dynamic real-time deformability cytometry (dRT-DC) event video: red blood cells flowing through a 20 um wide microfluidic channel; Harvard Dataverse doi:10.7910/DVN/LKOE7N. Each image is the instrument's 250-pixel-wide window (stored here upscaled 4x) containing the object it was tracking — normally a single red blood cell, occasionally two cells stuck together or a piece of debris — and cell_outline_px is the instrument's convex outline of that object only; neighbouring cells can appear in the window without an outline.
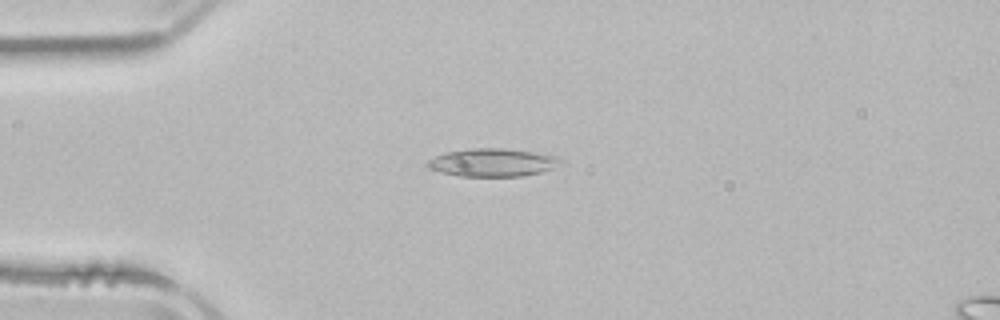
{"species": "common noctule bat (a hibernating species)", "species_latin": "Nyctalus noctula", "temperature_condition": "room temperature", "stored_images_in_passage": 5, "camera_frame_rate_fps": 3000, "um_per_image_px": 0.085, "animal": {"sex": "male", "body_mass_g": 21.5, "forearm_length_mm": 52.0}, "frame": {"image": 1, "passage_image": 4, "time_ms": 3.667, "image_size_px": [1000, 320], "cell_outline_px": [[564, 160], [552, 168], [540, 172], [524, 176], [460, 176], [440, 172], [428, 168], [424, 164], [428, 160], [444, 152], [468, 148], [504, 148], [560, 156]], "centroid_in_image_um": [41.84, 13.8], "position_along_channel_um": 43.2, "area_um2": 21.85}}